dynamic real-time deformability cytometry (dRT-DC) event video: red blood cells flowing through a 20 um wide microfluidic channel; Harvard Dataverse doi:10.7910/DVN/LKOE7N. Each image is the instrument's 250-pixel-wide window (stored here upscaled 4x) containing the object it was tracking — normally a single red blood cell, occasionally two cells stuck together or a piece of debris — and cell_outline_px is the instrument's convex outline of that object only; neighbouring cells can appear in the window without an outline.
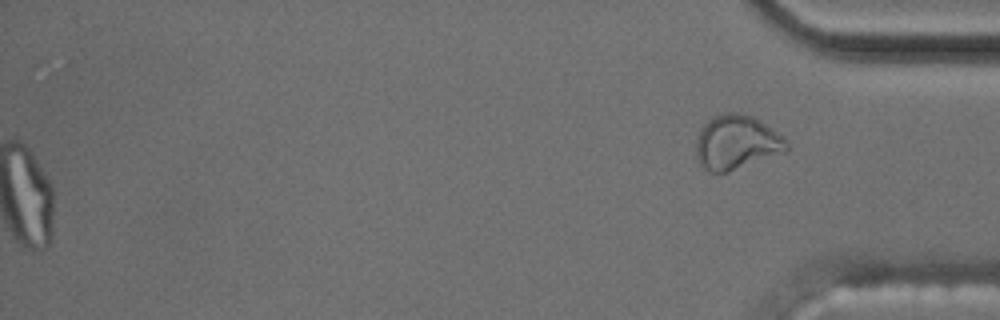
{"species": "common noctule bat (a hibernating species)", "species_latin": "Nyctalus noctula", "temperature_condition": "cold", "stored_images_in_passage": 56, "camera_frame_rate_fps": 3000, "um_per_image_px": 0.085, "animal": {"sex": "male", "body_mass_g": 17.5, "forearm_length_mm": 52.3}, "frame": {"image": 1, "passage_image": 56, "time_ms": 18.333, "image_size_px": [1000, 320], "cell_outline_px": [[788, 148], [784, 152], [728, 172], [712, 172], [704, 168], [700, 164], [696, 156], [696, 140], [700, 128], [708, 120], [724, 112], [736, 112], [752, 116], [776, 132], [788, 144]], "centroid_in_image_um": [62.55, 12.1], "position_along_channel_um": 372.6, "area_um2": 28.21}, "authors_computed_cell_mechanics": {"area_um2": 20.8658, "velocity_mm_per_s": 3.6141, "shape_relaxation_time_tau1_ms": null, "shape_relaxation_time_tau2_ms": 1.9556, "deformation_change_tau1": null, "deformation_change_tau2": 0.0922}}